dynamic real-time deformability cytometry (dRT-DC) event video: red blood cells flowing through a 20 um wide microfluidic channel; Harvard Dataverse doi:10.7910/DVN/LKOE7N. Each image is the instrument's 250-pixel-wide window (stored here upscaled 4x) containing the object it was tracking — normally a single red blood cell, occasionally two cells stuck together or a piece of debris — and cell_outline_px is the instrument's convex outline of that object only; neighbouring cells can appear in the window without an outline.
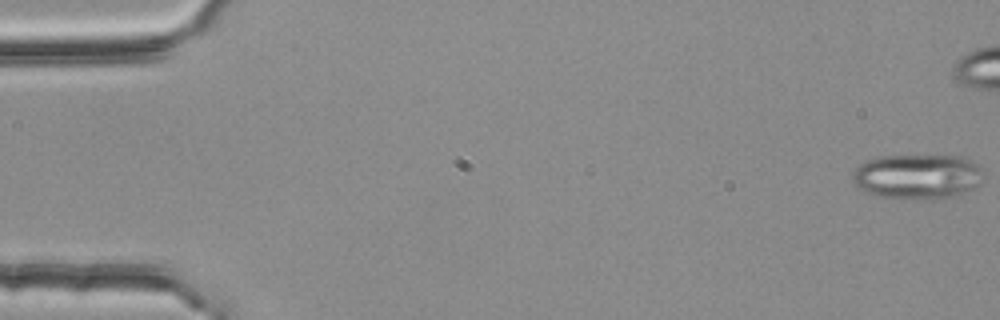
{"species": "common noctule bat (a hibernating species)", "species_latin": "Nyctalus noctula", "temperature_condition": "room temperature", "stored_images_in_passage": 44, "segment_of_instrument_passage": [1, 2], "camera_frame_rate_fps": 3000, "um_per_image_px": 0.085, "animal": {"sex": "female", "body_mass_g": 25.1}, "frame": {"image": 1, "passage_image": 1, "time_ms": 0.0, "image_size_px": [1000, 320], "cell_outline_px": [[980, 184], [976, 188], [956, 196], [932, 200], [904, 200], [876, 196], [860, 188], [852, 180], [852, 172], [864, 160], [880, 156], [964, 156], [972, 160], [980, 168]], "centroid_in_image_um": [77.97, 15.03], "position_along_channel_um": 7.0, "area_um2": 34.85}}